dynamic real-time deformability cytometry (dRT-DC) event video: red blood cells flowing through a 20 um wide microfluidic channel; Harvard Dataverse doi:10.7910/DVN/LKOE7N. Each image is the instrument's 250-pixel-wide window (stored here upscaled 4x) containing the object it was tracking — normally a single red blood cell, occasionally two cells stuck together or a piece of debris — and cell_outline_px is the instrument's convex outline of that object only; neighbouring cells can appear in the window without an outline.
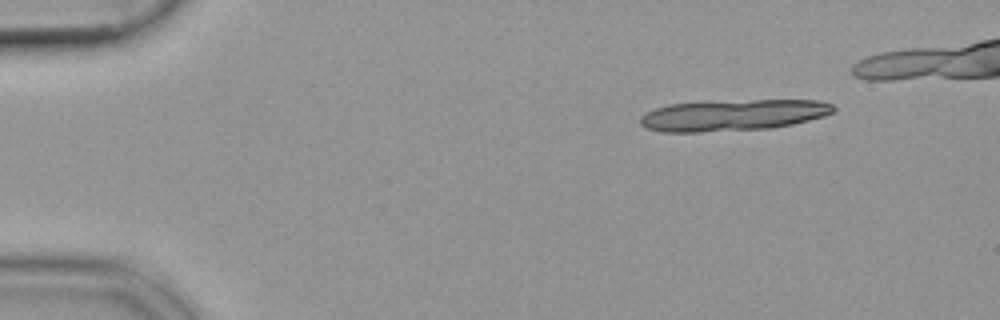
{"species": "common noctule bat (a hibernating species)", "species_latin": "Nyctalus noctula", "temperature_condition": "cold", "stored_images_in_passage": 8, "camera_frame_rate_fps": 3000, "um_per_image_px": 0.085, "animal": {"sex": "female", "body_mass_g": 19.9}, "frame": {"image": 1, "passage_image": 1, "time_ms": 0.0, "image_size_px": [1000, 320], "cell_outline_px": [[836, 108], [832, 112], [824, 116], [792, 124], [772, 128], [700, 132], [664, 132], [644, 128], [640, 124], [640, 116], [656, 108], [668, 104], [752, 100], [820, 100], [832, 104]], "centroid_in_image_um": [62.3, 9.79], "position_along_channel_um": 22.7, "area_um2": 35.03}}